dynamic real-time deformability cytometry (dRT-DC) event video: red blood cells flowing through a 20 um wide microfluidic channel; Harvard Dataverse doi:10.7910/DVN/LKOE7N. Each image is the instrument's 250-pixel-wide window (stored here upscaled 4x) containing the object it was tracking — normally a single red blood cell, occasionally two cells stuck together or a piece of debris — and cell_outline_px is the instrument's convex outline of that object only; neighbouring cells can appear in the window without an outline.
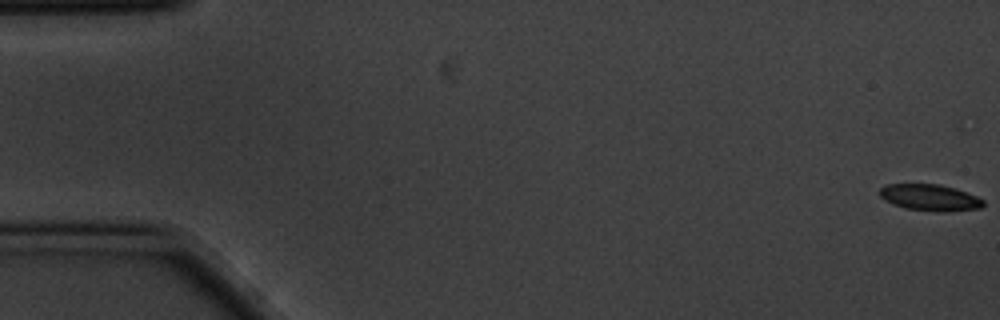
{"species": "common noctule bat (a hibernating species)", "species_latin": "Nyctalus noctula", "temperature_condition": "cold", "stored_images_in_passage": 7, "camera_frame_rate_fps": 3000, "um_per_image_px": 0.085, "animal": {"sex": "male", "body_mass_g": 20.1, "forearm_length_mm": 53.5}, "frame": {"image": 1, "passage_image": 1, "time_ms": 0.0, "image_size_px": [1000, 320], "cell_outline_px": [[984, 204], [980, 208], [952, 212], [940, 212], [904, 208], [892, 204], [884, 200], [880, 196], [880, 188], [884, 184], [940, 184], [976, 196], [984, 200]], "centroid_in_image_um": [79.02, 16.8], "position_along_channel_um": 6.0, "area_um2": 16.01}}
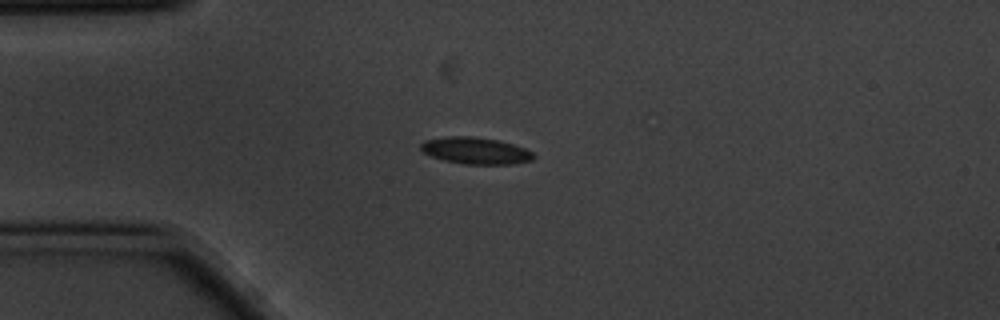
{"frame": {"image": 2, "passage_image": 5, "time_ms": 1.333, "image_size_px": [1000, 320], "cell_outline_px": [[536, 156], [532, 160], [512, 164], [464, 164], [444, 160], [432, 156], [424, 152], [420, 148], [420, 144], [424, 140], [448, 136], [472, 136], [496, 140], [512, 144], [524, 148], [532, 152]], "centroid_in_image_um": [40.42, 12.81], "position_along_channel_um": 44.6, "area_um2": 17.46}}